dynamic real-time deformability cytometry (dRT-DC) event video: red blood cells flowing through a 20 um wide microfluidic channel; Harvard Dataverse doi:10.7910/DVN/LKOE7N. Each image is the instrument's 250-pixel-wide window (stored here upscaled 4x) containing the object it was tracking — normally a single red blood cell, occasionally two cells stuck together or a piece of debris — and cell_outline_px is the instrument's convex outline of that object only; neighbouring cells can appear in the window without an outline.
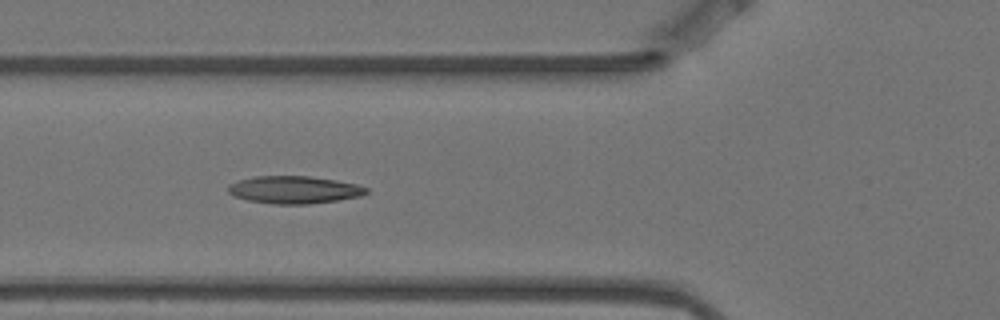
{"species": "Egyptian fruit bat (a non-hibernating species)", "species_latin": "Rousettus aegyptiacus", "temperature_condition": "warm", "stored_images_in_passage": 11, "camera_frame_rate_fps": 3000, "um_per_image_px": 0.085, "animal": {"sex": "female"}, "frame": {"image": 1, "passage_image": 2, "time_ms": 0.333, "image_size_px": [1000, 320], "cell_outline_px": [[368, 192], [360, 196], [340, 200], [308, 204], [276, 204], [248, 200], [236, 196], [228, 192], [228, 184], [240, 180], [256, 176], [308, 176], [336, 180], [356, 184], [368, 188]], "centroid_in_image_um": [25.03, 16.13], "position_along_channel_um": 100.8, "area_um2": 22.02}}
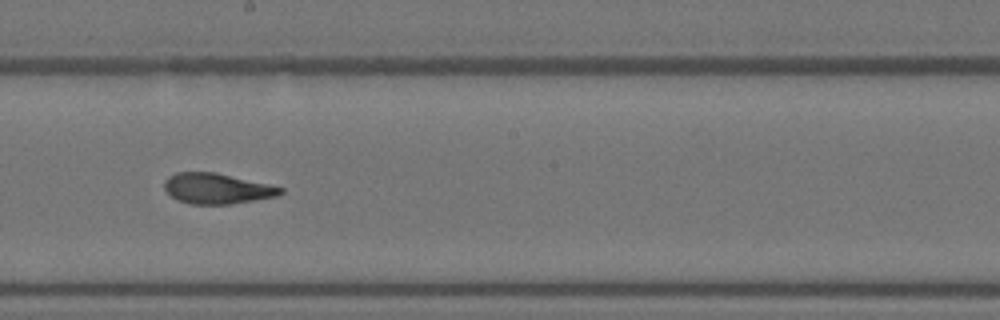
{"frame": {"image": 2, "passage_image": 5, "time_ms": 1.333, "image_size_px": [1000, 320], "cell_outline_px": [[284, 192], [276, 196], [228, 204], [192, 204], [180, 200], [172, 196], [164, 188], [164, 180], [168, 176], [176, 172], [216, 172], [268, 184], [284, 188]], "centroid_in_image_um": [18.42, 16.01], "position_along_channel_um": 229.8, "area_um2": 20.4}}
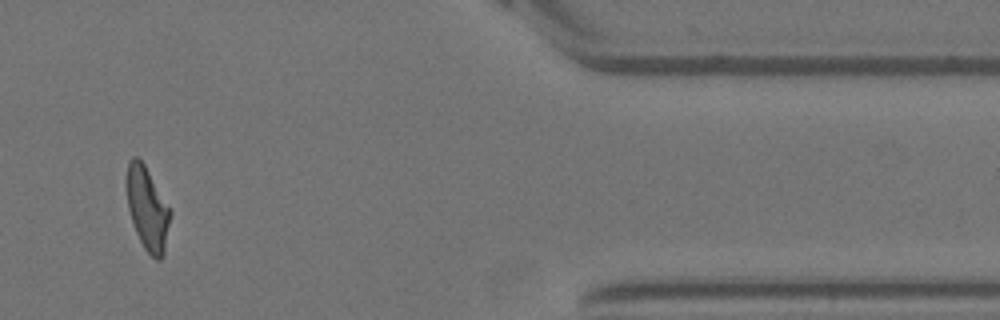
{"frame": {"image": 3, "passage_image": 10, "time_ms": 3.0, "image_size_px": [1000, 320], "cell_outline_px": [[172, 212], [164, 252], [160, 260], [156, 260], [144, 248], [136, 232], [128, 208], [124, 184], [124, 180], [128, 160], [132, 156], [136, 156], [144, 164]], "centroid_in_image_um": [12.49, 17.68], "position_along_channel_um": 398.9, "area_um2": 21.33}}